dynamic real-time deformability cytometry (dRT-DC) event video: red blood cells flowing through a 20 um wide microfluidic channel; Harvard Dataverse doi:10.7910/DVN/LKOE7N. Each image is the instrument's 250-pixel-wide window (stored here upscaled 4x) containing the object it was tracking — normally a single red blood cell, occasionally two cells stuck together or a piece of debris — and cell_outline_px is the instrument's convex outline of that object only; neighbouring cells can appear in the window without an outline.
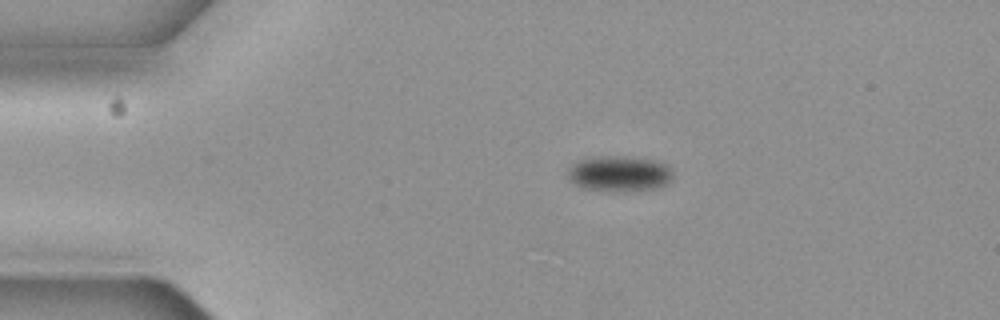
{"species": "common noctule bat (a hibernating species)", "species_latin": "Nyctalus noctula", "temperature_condition": "cold", "stored_images_in_passage": 5, "camera_frame_rate_fps": 3000, "um_per_image_px": 0.085, "animal": {"sex": "female", "body_mass_g": 19.3, "forearm_length_mm": 54.1}, "frame": {"image": 1, "passage_image": 1, "time_ms": 0.0, "image_size_px": [1000, 320], "cell_outline_px": [[672, 176], [664, 184], [656, 188], [624, 192], [608, 192], [580, 188], [572, 184], [568, 180], [568, 168], [572, 164], [580, 160], [600, 156], [624, 156], [656, 160], [664, 164], [672, 172]], "centroid_in_image_um": [52.56, 14.78], "position_along_channel_um": 32.4, "area_um2": 22.08}}
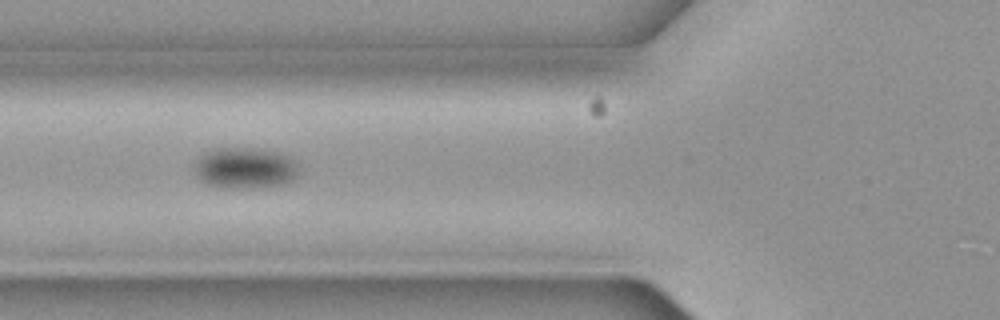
{"frame": {"image": 2, "passage_image": 4, "time_ms": 1.0, "image_size_px": [1000, 320], "cell_outline_px": [[300, 176], [288, 184], [236, 188], [224, 188], [208, 184], [200, 180], [196, 176], [192, 164], [196, 156], [212, 148], [252, 148], [280, 152], [296, 160], [300, 164]], "centroid_in_image_um": [20.84, 14.26], "position_along_channel_um": 105.0, "area_um2": 25.84}}
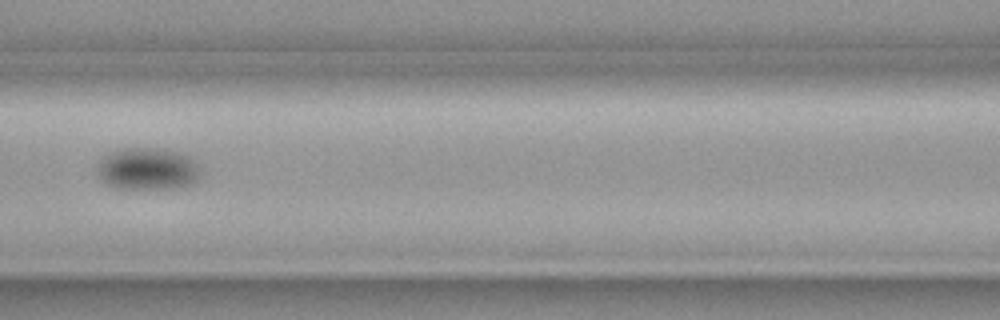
{"frame": {"image": 3, "passage_image": 5, "time_ms": 1.333, "image_size_px": [1000, 320], "cell_outline_px": [[200, 176], [196, 180], [188, 184], [176, 188], [116, 188], [104, 184], [100, 180], [96, 172], [96, 164], [100, 156], [108, 152], [120, 148], [164, 148], [180, 152], [188, 156], [196, 164]], "centroid_in_image_um": [12.43, 14.33], "position_along_channel_um": 154.2, "area_um2": 25.78}}